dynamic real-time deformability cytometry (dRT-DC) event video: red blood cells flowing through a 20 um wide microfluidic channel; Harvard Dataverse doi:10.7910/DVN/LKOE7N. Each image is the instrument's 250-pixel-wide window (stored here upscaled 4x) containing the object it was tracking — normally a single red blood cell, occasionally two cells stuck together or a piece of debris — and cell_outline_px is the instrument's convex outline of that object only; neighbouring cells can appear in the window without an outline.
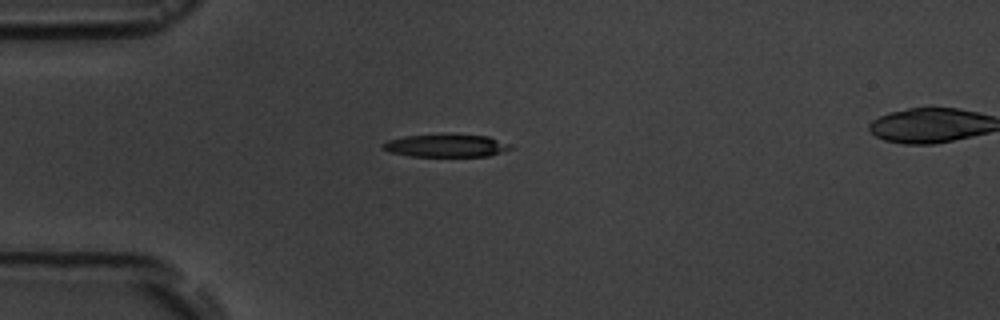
{"species": "common noctule bat (a hibernating species)", "species_latin": "Nyctalus noctula", "temperature_condition": "room temperature", "stored_images_in_passage": 3, "camera_frame_rate_fps": 3000, "um_per_image_px": 0.085, "animal": {"sex": "male", "body_mass_g": 19.5, "forearm_length_mm": 54.6}, "frame": {"image": 1, "passage_image": 2, "time_ms": 1.333, "image_size_px": [1000, 320], "cell_outline_px": [[516, 148], [488, 156], [408, 156], [388, 152], [380, 144], [388, 140], [404, 136], [488, 136], [512, 144]], "centroid_in_image_um": [37.95, 12.41], "position_along_channel_um": 47.0, "area_um2": 16.53}}